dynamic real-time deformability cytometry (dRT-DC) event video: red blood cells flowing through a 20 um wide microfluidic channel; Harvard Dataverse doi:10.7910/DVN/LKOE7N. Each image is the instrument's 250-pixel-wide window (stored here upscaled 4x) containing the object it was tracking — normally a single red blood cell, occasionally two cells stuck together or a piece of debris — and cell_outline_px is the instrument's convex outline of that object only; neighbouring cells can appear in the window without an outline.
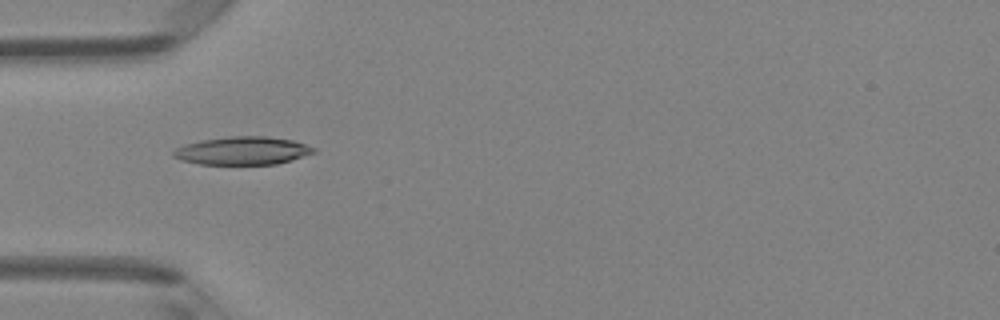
{"species": "Egyptian fruit bat (a non-hibernating species)", "species_latin": "Rousettus aegyptiacus", "temperature_condition": "room temperature", "stored_images_in_passage": 5, "camera_frame_rate_fps": 3000, "um_per_image_px": 0.085, "animal": {"sex": "female"}, "frame": {"image": 1, "passage_image": 5, "time_ms": 1.333, "image_size_px": [1000, 320], "cell_outline_px": [[316, 152], [292, 160], [276, 164], [200, 164], [180, 160], [172, 156], [172, 152], [176, 148], [184, 144], [200, 140], [228, 136], [268, 136], [292, 140], [316, 148]], "centroid_in_image_um": [20.6, 12.8], "position_along_channel_um": 64.4, "area_um2": 23.06}}